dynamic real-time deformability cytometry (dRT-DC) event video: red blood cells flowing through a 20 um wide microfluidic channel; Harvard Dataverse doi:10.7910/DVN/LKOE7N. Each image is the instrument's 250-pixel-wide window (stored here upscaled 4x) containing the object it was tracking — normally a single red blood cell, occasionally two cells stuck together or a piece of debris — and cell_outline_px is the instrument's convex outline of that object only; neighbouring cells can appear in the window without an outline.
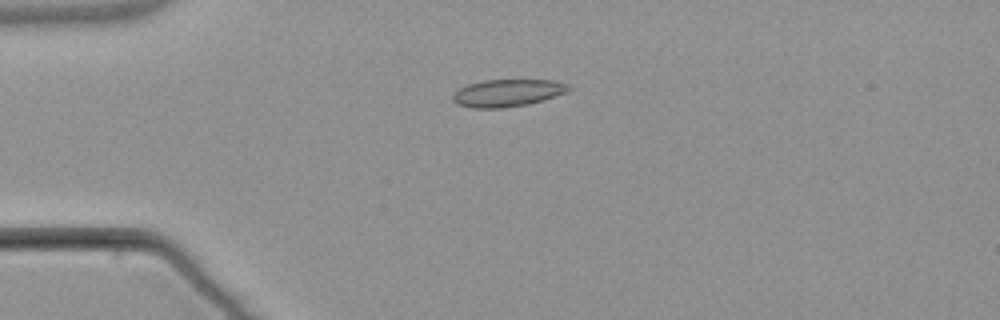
{"species": "common noctule bat (a hibernating species)", "species_latin": "Nyctalus noctula", "temperature_condition": "warm", "stored_images_in_passage": 5, "camera_frame_rate_fps": 3000, "um_per_image_px": 0.085, "animal": {"sex": "male", "body_mass_g": 21.5, "forearm_length_mm": 52.0}, "frame": {"image": 1, "passage_image": 4, "time_ms": 4.333, "image_size_px": [1000, 320], "cell_outline_px": [[572, 88], [568, 92], [544, 100], [528, 104], [500, 108], [472, 108], [456, 104], [452, 100], [452, 96], [460, 88], [468, 84], [484, 80], [552, 80], [568, 84]], "centroid_in_image_um": [43.15, 7.9], "position_along_channel_um": 41.8, "area_um2": 18.5}}